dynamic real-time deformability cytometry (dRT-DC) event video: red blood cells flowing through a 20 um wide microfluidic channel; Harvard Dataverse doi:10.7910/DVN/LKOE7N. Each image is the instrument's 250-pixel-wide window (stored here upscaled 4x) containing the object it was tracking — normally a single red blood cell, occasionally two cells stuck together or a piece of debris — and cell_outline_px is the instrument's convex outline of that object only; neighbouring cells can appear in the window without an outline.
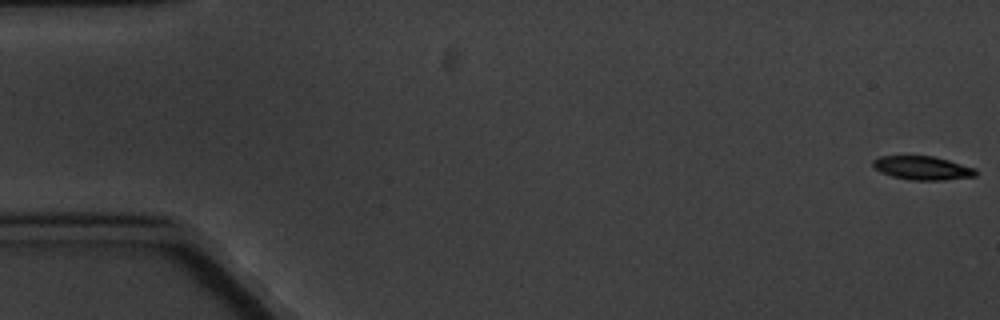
{"species": "common noctule bat (a hibernating species)", "species_latin": "Nyctalus noctula", "temperature_condition": "cold", "stored_images_in_passage": 5, "camera_frame_rate_fps": 3000, "um_per_image_px": 0.085, "animal": {"sex": "male", "body_mass_g": 20.1, "forearm_length_mm": 53.5}, "frame": {"image": 1, "passage_image": 1, "time_ms": 0.0, "image_size_px": [1000, 320], "cell_outline_px": [[976, 176], [944, 180], [912, 180], [892, 176], [880, 172], [872, 164], [872, 160], [880, 156], [932, 156], [948, 160], [976, 168]], "centroid_in_image_um": [78.41, 14.28], "position_along_channel_um": 6.6, "area_um2": 14.1}}